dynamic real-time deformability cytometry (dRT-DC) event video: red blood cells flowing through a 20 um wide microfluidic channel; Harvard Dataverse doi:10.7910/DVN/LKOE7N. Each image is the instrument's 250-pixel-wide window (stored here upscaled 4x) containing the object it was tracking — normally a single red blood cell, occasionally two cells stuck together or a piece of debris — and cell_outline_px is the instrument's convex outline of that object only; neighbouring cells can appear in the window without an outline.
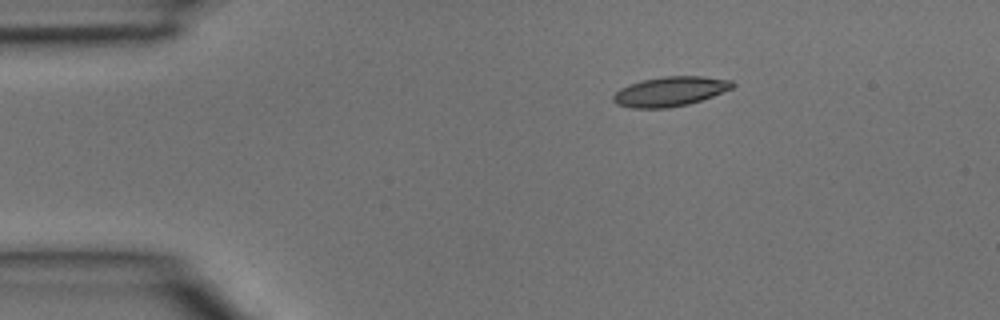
{"species": "common noctule bat (a hibernating species)", "species_latin": "Nyctalus noctula", "temperature_condition": "room temperature", "stored_images_in_passage": 2, "camera_frame_rate_fps": 3000, "um_per_image_px": 0.085, "animal": {"sex": "male", "body_mass_g": 15.6}, "frame": {"image": 1, "passage_image": 1, "time_ms": 0.0, "image_size_px": [1000, 320], "cell_outline_px": [[736, 84], [732, 88], [712, 96], [688, 104], [668, 108], [632, 108], [616, 104], [612, 100], [612, 96], [620, 88], [628, 84], [644, 80], [664, 76], [704, 76], [732, 80]], "centroid_in_image_um": [56.95, 7.77], "position_along_channel_um": 28.1, "area_um2": 20.58}}